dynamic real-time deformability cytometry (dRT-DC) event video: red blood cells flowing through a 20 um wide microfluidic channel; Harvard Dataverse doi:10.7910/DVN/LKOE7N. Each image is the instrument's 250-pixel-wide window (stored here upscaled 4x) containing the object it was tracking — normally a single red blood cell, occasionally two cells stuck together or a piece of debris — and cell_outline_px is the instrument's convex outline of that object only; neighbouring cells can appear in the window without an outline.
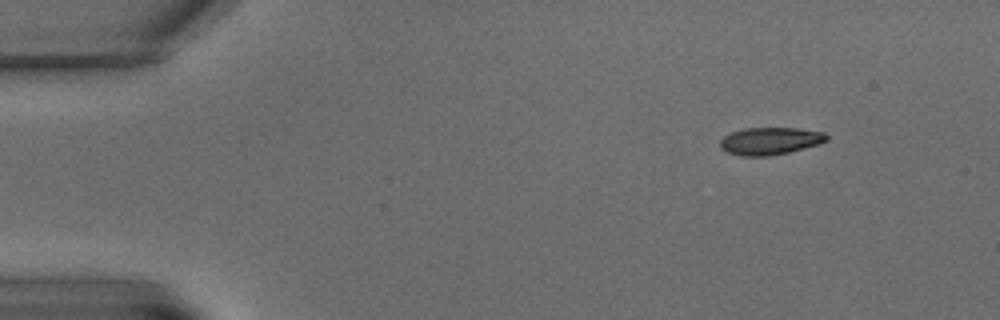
{"species": "common noctule bat (a hibernating species)", "species_latin": "Nyctalus noctula", "temperature_condition": "warm", "stored_images_in_passage": 3, "camera_frame_rate_fps": 3000, "um_per_image_px": 0.085, "animal": {"sex": "male", "body_mass_g": 15.6}, "frame": {"image": 1, "passage_image": 3, "time_ms": 5.667, "image_size_px": [1000, 320], "cell_outline_px": [[828, 140], [820, 144], [788, 152], [768, 156], [740, 156], [728, 152], [720, 148], [720, 140], [724, 136], [732, 132], [744, 128], [796, 128], [824, 132], [828, 136]], "centroid_in_image_um": [65.46, 11.98], "position_along_channel_um": 19.5, "area_um2": 16.99}}